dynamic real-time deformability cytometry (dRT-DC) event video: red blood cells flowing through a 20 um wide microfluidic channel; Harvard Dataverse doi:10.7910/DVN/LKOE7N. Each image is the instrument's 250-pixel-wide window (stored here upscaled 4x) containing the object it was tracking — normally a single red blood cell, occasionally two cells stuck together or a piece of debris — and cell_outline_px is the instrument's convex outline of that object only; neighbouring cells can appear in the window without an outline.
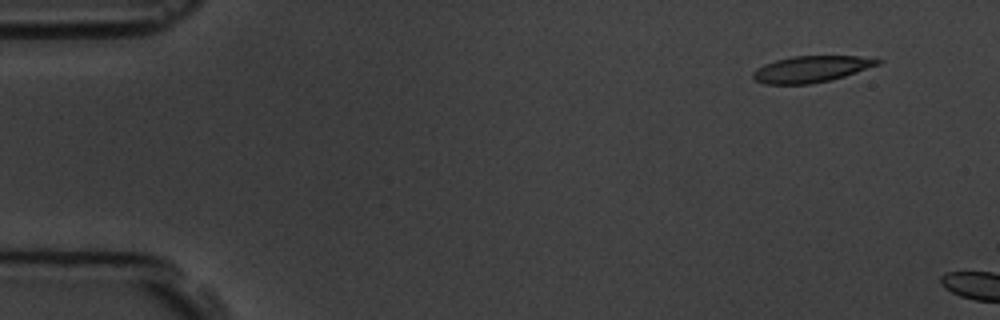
{"species": "common noctule bat (a hibernating species)", "species_latin": "Nyctalus noctula", "temperature_condition": "room temperature", "stored_images_in_passage": 2, "camera_frame_rate_fps": 3000, "um_per_image_px": 0.085, "animal": {"sex": "male", "body_mass_g": 19.5, "forearm_length_mm": 54.6}, "frame": {"image": 1, "passage_image": 1, "time_ms": 0.0, "image_size_px": [1000, 320], "cell_outline_px": [[884, 60], [880, 64], [844, 76], [828, 80], [808, 84], [764, 84], [756, 80], [752, 76], [752, 72], [756, 68], [764, 64], [776, 60], [792, 56], [860, 56]], "centroid_in_image_um": [68.94, 5.86], "position_along_channel_um": 16.1, "area_um2": 19.07}}